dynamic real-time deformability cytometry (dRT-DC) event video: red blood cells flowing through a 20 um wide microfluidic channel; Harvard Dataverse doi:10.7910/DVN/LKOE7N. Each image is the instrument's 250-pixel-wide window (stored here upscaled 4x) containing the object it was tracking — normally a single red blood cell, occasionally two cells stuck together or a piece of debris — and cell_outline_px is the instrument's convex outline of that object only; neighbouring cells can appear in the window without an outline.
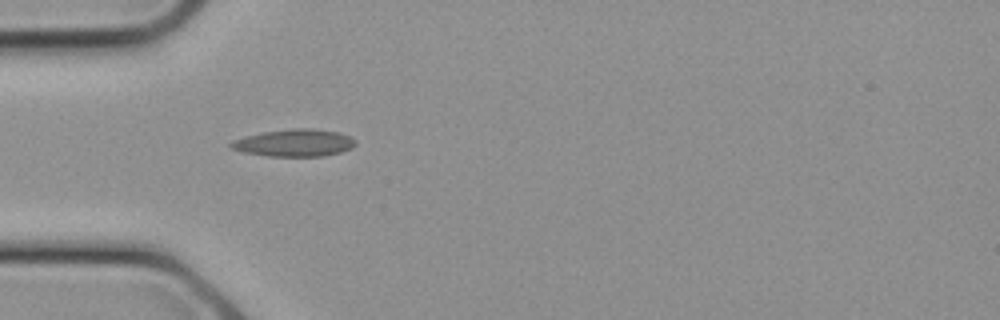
{"species": "common noctule bat (a hibernating species)", "species_latin": "Nyctalus noctula", "temperature_condition": "cold", "stored_images_in_passage": 4, "camera_frame_rate_fps": 3000, "um_per_image_px": 0.085, "animal": {"sex": "female", "body_mass_g": 21.9}, "frame": {"image": 1, "passage_image": 1, "time_ms": 0.0, "image_size_px": [1000, 320], "cell_outline_px": [[356, 144], [352, 148], [340, 152], [324, 156], [268, 156], [244, 152], [232, 148], [228, 144], [232, 140], [244, 136], [264, 132], [292, 128], [312, 128], [340, 132], [356, 140]], "centroid_in_image_um": [25.03, 12.14], "position_along_channel_um": 60.0, "area_um2": 19.83}}
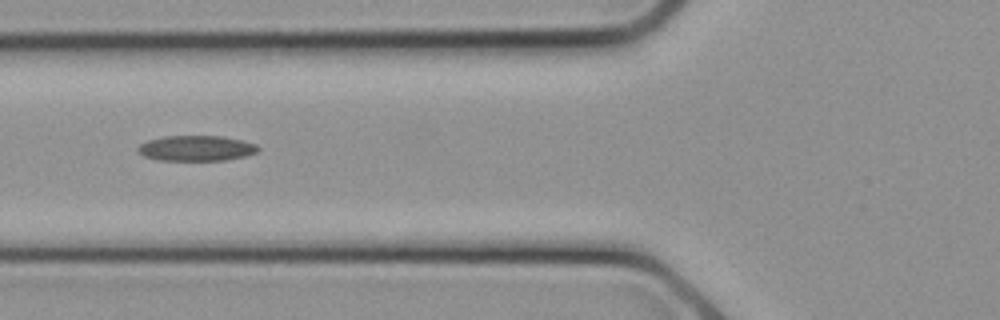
{"frame": {"image": 2, "passage_image": 3, "time_ms": 0.667, "image_size_px": [1000, 320], "cell_outline_px": [[260, 148], [256, 152], [244, 156], [228, 160], [156, 160], [144, 156], [136, 152], [136, 148], [140, 144], [148, 140], [164, 136], [220, 136], [240, 140], [256, 144]], "centroid_in_image_um": [16.63, 12.6], "position_along_channel_um": 109.2, "area_um2": 17.8}}